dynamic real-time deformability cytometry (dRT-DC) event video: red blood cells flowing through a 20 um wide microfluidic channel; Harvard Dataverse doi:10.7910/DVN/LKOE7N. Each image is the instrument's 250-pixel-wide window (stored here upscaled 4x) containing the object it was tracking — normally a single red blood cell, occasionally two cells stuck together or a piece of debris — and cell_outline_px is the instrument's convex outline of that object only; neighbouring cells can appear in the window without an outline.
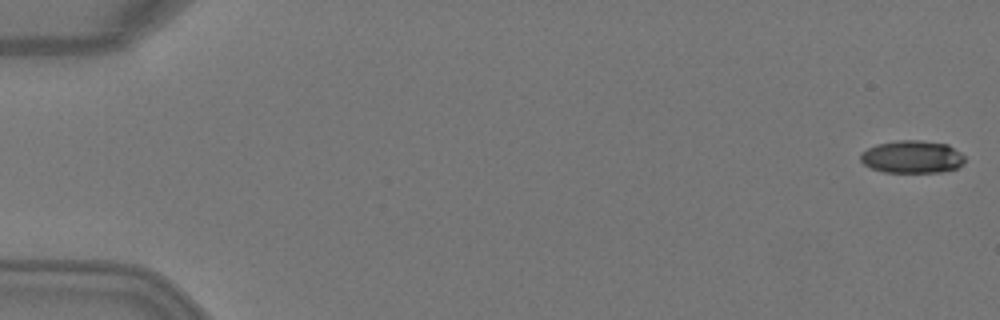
{"species": "Egyptian fruit bat (a non-hibernating species)", "species_latin": "Rousettus aegyptiacus", "temperature_condition": "warm", "stored_images_in_passage": 5, "camera_frame_rate_fps": 3000, "um_per_image_px": 0.085, "animal": {"sex": "female"}, "frame": {"image": 1, "passage_image": 1, "time_ms": 0.0, "image_size_px": [1000, 320], "cell_outline_px": [[964, 164], [956, 168], [940, 172], [884, 172], [872, 168], [864, 164], [860, 160], [860, 152], [876, 144], [896, 140], [920, 140], [948, 144], [960, 152], [964, 156]], "centroid_in_image_um": [77.52, 13.32], "position_along_channel_um": 7.5, "area_um2": 19.94}}
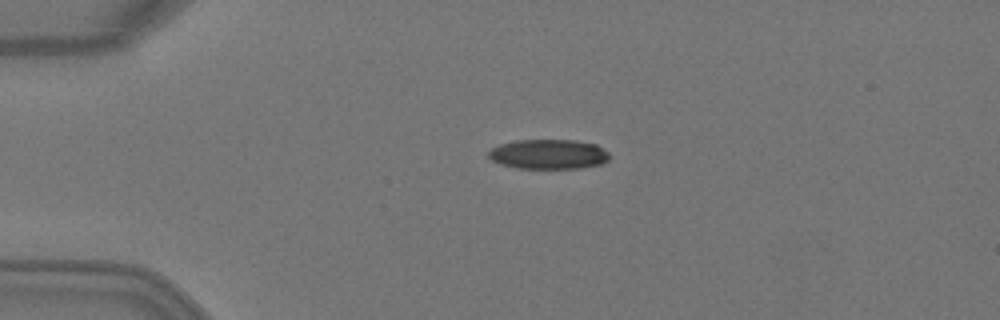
{"frame": {"image": 2, "passage_image": 4, "time_ms": 1.0, "image_size_px": [1000, 320], "cell_outline_px": [[608, 160], [604, 164], [580, 168], [516, 168], [500, 164], [492, 160], [488, 156], [488, 152], [492, 148], [500, 144], [516, 140], [576, 140], [596, 144], [608, 152]], "centroid_in_image_um": [46.63, 13.11], "position_along_channel_um": 38.4, "area_um2": 21.04}}